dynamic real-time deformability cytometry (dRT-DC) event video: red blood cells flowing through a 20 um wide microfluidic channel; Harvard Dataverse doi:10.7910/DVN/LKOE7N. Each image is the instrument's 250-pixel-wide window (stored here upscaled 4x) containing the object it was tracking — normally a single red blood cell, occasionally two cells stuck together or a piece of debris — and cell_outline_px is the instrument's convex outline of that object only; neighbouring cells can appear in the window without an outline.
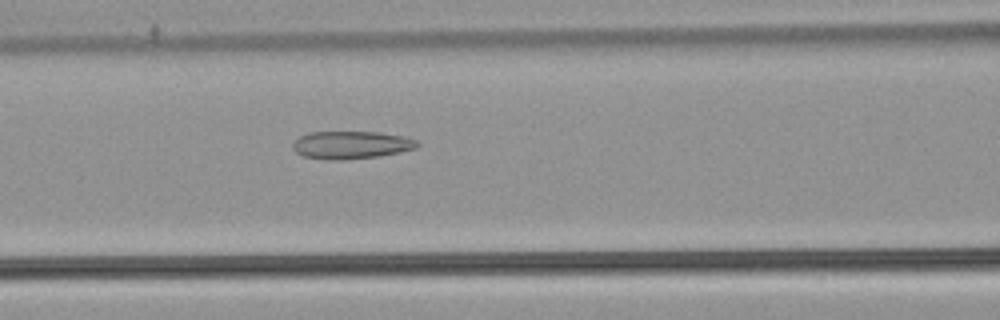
{"species": "common noctule bat (a hibernating species)", "species_latin": "Nyctalus noctula", "temperature_condition": "warm", "stored_images_in_passage": 41, "camera_frame_rate_fps": 3000, "um_per_image_px": 0.085, "animal": {"sex": "male", "body_mass_g": 21.5, "forearm_length_mm": 52.0}, "frame": {"image": 1, "passage_image": 11, "time_ms": 3.333, "image_size_px": [1000, 320], "cell_outline_px": [[420, 144], [416, 148], [400, 152], [380, 156], [344, 160], [332, 160], [304, 156], [296, 152], [292, 148], [292, 144], [300, 136], [308, 132], [380, 132], [404, 136], [416, 140]], "centroid_in_image_um": [29.86, 12.32], "position_along_channel_um": 136.7, "area_um2": 20.17}}
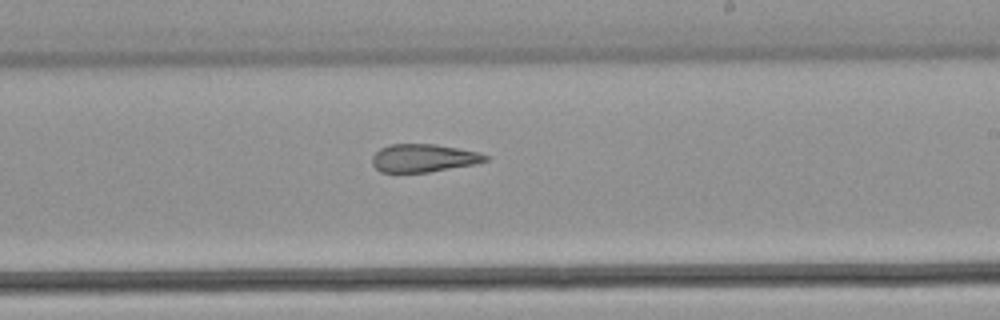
{"frame": {"image": 2, "passage_image": 20, "time_ms": 6.333, "image_size_px": [1000, 320], "cell_outline_px": [[488, 160], [476, 164], [428, 172], [380, 172], [372, 164], [372, 156], [380, 148], [388, 144], [436, 144], [480, 152], [488, 156]], "centroid_in_image_um": [36.0, 13.43], "position_along_channel_um": 253.0, "area_um2": 18.55}}
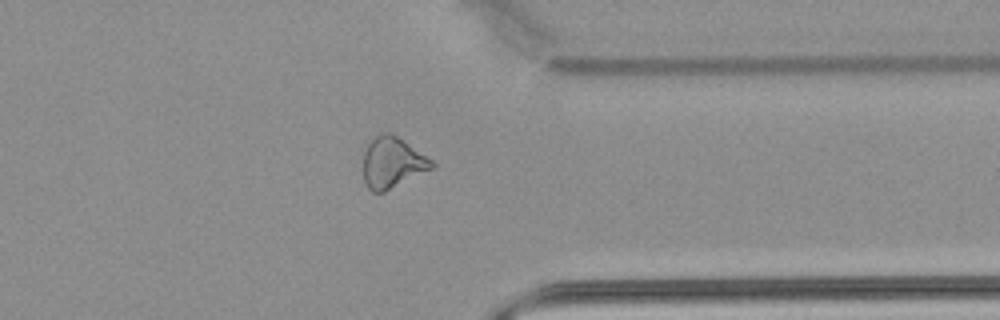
{"frame": {"image": 3, "passage_image": 30, "time_ms": 9.667, "image_size_px": [1000, 320], "cell_outline_px": [[436, 168], [384, 192], [372, 192], [368, 188], [364, 180], [364, 152], [368, 144], [376, 136], [384, 132], [388, 132], [404, 140], [432, 160], [436, 164]], "centroid_in_image_um": [33.39, 13.84], "position_along_channel_um": 378.0, "area_um2": 20.4}, "authors_computed_cell_mechanics": {"area_um2": 20.6924, "velocity_mm_per_s": 3.886, "shape_relaxation_time_tau1_ms": null, "shape_relaxation_time_tau2_ms": 3.1894, "deformation_change_tau1": null, "deformation_change_tau2": 0.1242}}